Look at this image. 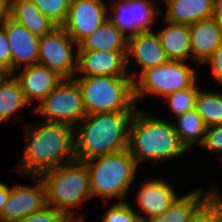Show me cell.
<instances>
[{"label": "cell", "instance_id": "6da1fadb", "mask_svg": "<svg viewBox=\"0 0 222 222\" xmlns=\"http://www.w3.org/2000/svg\"><path fill=\"white\" fill-rule=\"evenodd\" d=\"M25 146L11 171L22 176H41L49 170L76 160L74 126L65 123L21 122Z\"/></svg>", "mask_w": 222, "mask_h": 222}, {"label": "cell", "instance_id": "7a4b0ae2", "mask_svg": "<svg viewBox=\"0 0 222 222\" xmlns=\"http://www.w3.org/2000/svg\"><path fill=\"white\" fill-rule=\"evenodd\" d=\"M128 150L141 168L142 163L171 162L188 152L170 120L156 118L138 107L129 123Z\"/></svg>", "mask_w": 222, "mask_h": 222}, {"label": "cell", "instance_id": "3957f363", "mask_svg": "<svg viewBox=\"0 0 222 222\" xmlns=\"http://www.w3.org/2000/svg\"><path fill=\"white\" fill-rule=\"evenodd\" d=\"M135 111L86 115L74 127L76 161L112 154L128 148L129 123Z\"/></svg>", "mask_w": 222, "mask_h": 222}, {"label": "cell", "instance_id": "277c9868", "mask_svg": "<svg viewBox=\"0 0 222 222\" xmlns=\"http://www.w3.org/2000/svg\"><path fill=\"white\" fill-rule=\"evenodd\" d=\"M40 177L46 187V205L67 213L76 222H85V215L76 213L85 201L92 199L86 164L75 160Z\"/></svg>", "mask_w": 222, "mask_h": 222}, {"label": "cell", "instance_id": "5b68a950", "mask_svg": "<svg viewBox=\"0 0 222 222\" xmlns=\"http://www.w3.org/2000/svg\"><path fill=\"white\" fill-rule=\"evenodd\" d=\"M88 168L92 198L103 202L116 199L122 202L133 188V181L141 167L127 149L99 156L84 162ZM127 196V197H126Z\"/></svg>", "mask_w": 222, "mask_h": 222}, {"label": "cell", "instance_id": "8992f818", "mask_svg": "<svg viewBox=\"0 0 222 222\" xmlns=\"http://www.w3.org/2000/svg\"><path fill=\"white\" fill-rule=\"evenodd\" d=\"M79 85L86 114L135 111L131 76L74 77Z\"/></svg>", "mask_w": 222, "mask_h": 222}, {"label": "cell", "instance_id": "52a82bcc", "mask_svg": "<svg viewBox=\"0 0 222 222\" xmlns=\"http://www.w3.org/2000/svg\"><path fill=\"white\" fill-rule=\"evenodd\" d=\"M188 62L172 61L146 69L134 81V99L138 106L142 98H164L173 92L192 88L197 82V67Z\"/></svg>", "mask_w": 222, "mask_h": 222}, {"label": "cell", "instance_id": "ba28073f", "mask_svg": "<svg viewBox=\"0 0 222 222\" xmlns=\"http://www.w3.org/2000/svg\"><path fill=\"white\" fill-rule=\"evenodd\" d=\"M32 111L43 117L42 121L74 127L87 115L80 87L74 79H63Z\"/></svg>", "mask_w": 222, "mask_h": 222}, {"label": "cell", "instance_id": "9c48e42d", "mask_svg": "<svg viewBox=\"0 0 222 222\" xmlns=\"http://www.w3.org/2000/svg\"><path fill=\"white\" fill-rule=\"evenodd\" d=\"M77 51L78 44L62 27H56L40 36L38 64L57 72L64 79H73L77 72Z\"/></svg>", "mask_w": 222, "mask_h": 222}, {"label": "cell", "instance_id": "30bf717a", "mask_svg": "<svg viewBox=\"0 0 222 222\" xmlns=\"http://www.w3.org/2000/svg\"><path fill=\"white\" fill-rule=\"evenodd\" d=\"M31 178V179H30ZM29 185L10 187L7 203L4 205L0 222H17L42 210L46 206V187L40 176H29Z\"/></svg>", "mask_w": 222, "mask_h": 222}, {"label": "cell", "instance_id": "8fae6325", "mask_svg": "<svg viewBox=\"0 0 222 222\" xmlns=\"http://www.w3.org/2000/svg\"><path fill=\"white\" fill-rule=\"evenodd\" d=\"M104 0H71L67 18L62 25L66 33L79 44L108 18V3Z\"/></svg>", "mask_w": 222, "mask_h": 222}, {"label": "cell", "instance_id": "7c38bea8", "mask_svg": "<svg viewBox=\"0 0 222 222\" xmlns=\"http://www.w3.org/2000/svg\"><path fill=\"white\" fill-rule=\"evenodd\" d=\"M164 49L155 30L142 31L128 37L126 66L128 74L134 81L143 71L168 62ZM134 62L138 71H130V63Z\"/></svg>", "mask_w": 222, "mask_h": 222}, {"label": "cell", "instance_id": "4fadbf2b", "mask_svg": "<svg viewBox=\"0 0 222 222\" xmlns=\"http://www.w3.org/2000/svg\"><path fill=\"white\" fill-rule=\"evenodd\" d=\"M135 203L138 207L136 214L138 215L140 222H147L153 217L165 213L175 199L179 196L176 189L169 181L152 178L144 180V182L135 186ZM141 211V213L139 212Z\"/></svg>", "mask_w": 222, "mask_h": 222}, {"label": "cell", "instance_id": "5bb4252c", "mask_svg": "<svg viewBox=\"0 0 222 222\" xmlns=\"http://www.w3.org/2000/svg\"><path fill=\"white\" fill-rule=\"evenodd\" d=\"M218 187V184L214 183L208 191L201 186L194 188L189 193L178 196L165 213L147 222H194L200 213L222 193Z\"/></svg>", "mask_w": 222, "mask_h": 222}, {"label": "cell", "instance_id": "9a60e30c", "mask_svg": "<svg viewBox=\"0 0 222 222\" xmlns=\"http://www.w3.org/2000/svg\"><path fill=\"white\" fill-rule=\"evenodd\" d=\"M2 24L11 50V73L19 68L38 64L40 37L28 31L9 15Z\"/></svg>", "mask_w": 222, "mask_h": 222}, {"label": "cell", "instance_id": "2e32d148", "mask_svg": "<svg viewBox=\"0 0 222 222\" xmlns=\"http://www.w3.org/2000/svg\"><path fill=\"white\" fill-rule=\"evenodd\" d=\"M75 77L130 76L126 66L127 51H77Z\"/></svg>", "mask_w": 222, "mask_h": 222}, {"label": "cell", "instance_id": "e0dca14e", "mask_svg": "<svg viewBox=\"0 0 222 222\" xmlns=\"http://www.w3.org/2000/svg\"><path fill=\"white\" fill-rule=\"evenodd\" d=\"M13 76L18 80L29 104L36 101L39 104L64 79L57 72L40 64L19 68L13 72Z\"/></svg>", "mask_w": 222, "mask_h": 222}, {"label": "cell", "instance_id": "ac0fdd59", "mask_svg": "<svg viewBox=\"0 0 222 222\" xmlns=\"http://www.w3.org/2000/svg\"><path fill=\"white\" fill-rule=\"evenodd\" d=\"M192 62L206 61L222 43V27L212 17L189 25Z\"/></svg>", "mask_w": 222, "mask_h": 222}, {"label": "cell", "instance_id": "d6986e66", "mask_svg": "<svg viewBox=\"0 0 222 222\" xmlns=\"http://www.w3.org/2000/svg\"><path fill=\"white\" fill-rule=\"evenodd\" d=\"M165 8L160 9L162 20L191 25L213 17L214 0H162ZM165 13H164V11ZM164 14V15H163Z\"/></svg>", "mask_w": 222, "mask_h": 222}, {"label": "cell", "instance_id": "ffe728a7", "mask_svg": "<svg viewBox=\"0 0 222 222\" xmlns=\"http://www.w3.org/2000/svg\"><path fill=\"white\" fill-rule=\"evenodd\" d=\"M163 21L165 26L155 31L167 58L172 61H192L189 25Z\"/></svg>", "mask_w": 222, "mask_h": 222}, {"label": "cell", "instance_id": "44dd1931", "mask_svg": "<svg viewBox=\"0 0 222 222\" xmlns=\"http://www.w3.org/2000/svg\"><path fill=\"white\" fill-rule=\"evenodd\" d=\"M8 15L39 37L57 27L31 0H8Z\"/></svg>", "mask_w": 222, "mask_h": 222}, {"label": "cell", "instance_id": "7402d4cb", "mask_svg": "<svg viewBox=\"0 0 222 222\" xmlns=\"http://www.w3.org/2000/svg\"><path fill=\"white\" fill-rule=\"evenodd\" d=\"M128 37L108 18L78 44V51H127Z\"/></svg>", "mask_w": 222, "mask_h": 222}, {"label": "cell", "instance_id": "603a6c76", "mask_svg": "<svg viewBox=\"0 0 222 222\" xmlns=\"http://www.w3.org/2000/svg\"><path fill=\"white\" fill-rule=\"evenodd\" d=\"M175 121L172 122L175 132L187 151H193L196 144L197 147L202 144L207 126L195 109L176 117Z\"/></svg>", "mask_w": 222, "mask_h": 222}, {"label": "cell", "instance_id": "cb8c5ba5", "mask_svg": "<svg viewBox=\"0 0 222 222\" xmlns=\"http://www.w3.org/2000/svg\"><path fill=\"white\" fill-rule=\"evenodd\" d=\"M29 103L25 100L24 94L18 80L13 74L0 86V125L5 121L16 115L17 112L22 110Z\"/></svg>", "mask_w": 222, "mask_h": 222}, {"label": "cell", "instance_id": "d4e9b609", "mask_svg": "<svg viewBox=\"0 0 222 222\" xmlns=\"http://www.w3.org/2000/svg\"><path fill=\"white\" fill-rule=\"evenodd\" d=\"M194 109L207 127L222 124V93L203 90L200 87L195 98Z\"/></svg>", "mask_w": 222, "mask_h": 222}, {"label": "cell", "instance_id": "484cf974", "mask_svg": "<svg viewBox=\"0 0 222 222\" xmlns=\"http://www.w3.org/2000/svg\"><path fill=\"white\" fill-rule=\"evenodd\" d=\"M156 0H131L132 23H136V34L151 31L159 21L160 9L155 5ZM158 18V19H157Z\"/></svg>", "mask_w": 222, "mask_h": 222}, {"label": "cell", "instance_id": "4316f807", "mask_svg": "<svg viewBox=\"0 0 222 222\" xmlns=\"http://www.w3.org/2000/svg\"><path fill=\"white\" fill-rule=\"evenodd\" d=\"M109 2L108 19L127 37L136 34V23H132L131 0H109Z\"/></svg>", "mask_w": 222, "mask_h": 222}, {"label": "cell", "instance_id": "83f0119b", "mask_svg": "<svg viewBox=\"0 0 222 222\" xmlns=\"http://www.w3.org/2000/svg\"><path fill=\"white\" fill-rule=\"evenodd\" d=\"M199 88L200 86L196 83L192 88L173 92L163 98L166 101L164 103L169 108L168 111L174 118L194 109L195 98Z\"/></svg>", "mask_w": 222, "mask_h": 222}, {"label": "cell", "instance_id": "f1b7e54d", "mask_svg": "<svg viewBox=\"0 0 222 222\" xmlns=\"http://www.w3.org/2000/svg\"><path fill=\"white\" fill-rule=\"evenodd\" d=\"M131 202H105L107 207L104 210L101 222H140L138 215L136 214L134 207H132ZM109 205V206H108Z\"/></svg>", "mask_w": 222, "mask_h": 222}, {"label": "cell", "instance_id": "f546056e", "mask_svg": "<svg viewBox=\"0 0 222 222\" xmlns=\"http://www.w3.org/2000/svg\"><path fill=\"white\" fill-rule=\"evenodd\" d=\"M39 10L57 27H62L70 6L71 0H31Z\"/></svg>", "mask_w": 222, "mask_h": 222}, {"label": "cell", "instance_id": "4dcf8cb0", "mask_svg": "<svg viewBox=\"0 0 222 222\" xmlns=\"http://www.w3.org/2000/svg\"><path fill=\"white\" fill-rule=\"evenodd\" d=\"M17 222H76L67 213L45 206L42 210L35 212Z\"/></svg>", "mask_w": 222, "mask_h": 222}, {"label": "cell", "instance_id": "1f68e13d", "mask_svg": "<svg viewBox=\"0 0 222 222\" xmlns=\"http://www.w3.org/2000/svg\"><path fill=\"white\" fill-rule=\"evenodd\" d=\"M200 148H205L209 153H222V124L208 126ZM222 155V154H221ZM222 158V156H220ZM222 161V159L219 158Z\"/></svg>", "mask_w": 222, "mask_h": 222}, {"label": "cell", "instance_id": "d6a6232c", "mask_svg": "<svg viewBox=\"0 0 222 222\" xmlns=\"http://www.w3.org/2000/svg\"><path fill=\"white\" fill-rule=\"evenodd\" d=\"M222 193H220L194 222H222Z\"/></svg>", "mask_w": 222, "mask_h": 222}, {"label": "cell", "instance_id": "836d02e7", "mask_svg": "<svg viewBox=\"0 0 222 222\" xmlns=\"http://www.w3.org/2000/svg\"><path fill=\"white\" fill-rule=\"evenodd\" d=\"M210 66L211 68V78L216 84V87L220 86L222 88V43L215 50V52L204 61L201 66Z\"/></svg>", "mask_w": 222, "mask_h": 222}, {"label": "cell", "instance_id": "e575fe53", "mask_svg": "<svg viewBox=\"0 0 222 222\" xmlns=\"http://www.w3.org/2000/svg\"><path fill=\"white\" fill-rule=\"evenodd\" d=\"M0 67L11 72V50L2 23H0Z\"/></svg>", "mask_w": 222, "mask_h": 222}, {"label": "cell", "instance_id": "d590c367", "mask_svg": "<svg viewBox=\"0 0 222 222\" xmlns=\"http://www.w3.org/2000/svg\"><path fill=\"white\" fill-rule=\"evenodd\" d=\"M10 194V187L8 184L0 181V216L2 215V211L4 209V205L7 203Z\"/></svg>", "mask_w": 222, "mask_h": 222}, {"label": "cell", "instance_id": "8d00e7d4", "mask_svg": "<svg viewBox=\"0 0 222 222\" xmlns=\"http://www.w3.org/2000/svg\"><path fill=\"white\" fill-rule=\"evenodd\" d=\"M213 18L222 27V0H214Z\"/></svg>", "mask_w": 222, "mask_h": 222}, {"label": "cell", "instance_id": "74e56055", "mask_svg": "<svg viewBox=\"0 0 222 222\" xmlns=\"http://www.w3.org/2000/svg\"><path fill=\"white\" fill-rule=\"evenodd\" d=\"M7 15H8V0H0V23L4 21Z\"/></svg>", "mask_w": 222, "mask_h": 222}, {"label": "cell", "instance_id": "f35d334b", "mask_svg": "<svg viewBox=\"0 0 222 222\" xmlns=\"http://www.w3.org/2000/svg\"><path fill=\"white\" fill-rule=\"evenodd\" d=\"M12 75V73L4 68L0 67V86L7 81V79Z\"/></svg>", "mask_w": 222, "mask_h": 222}]
</instances>
